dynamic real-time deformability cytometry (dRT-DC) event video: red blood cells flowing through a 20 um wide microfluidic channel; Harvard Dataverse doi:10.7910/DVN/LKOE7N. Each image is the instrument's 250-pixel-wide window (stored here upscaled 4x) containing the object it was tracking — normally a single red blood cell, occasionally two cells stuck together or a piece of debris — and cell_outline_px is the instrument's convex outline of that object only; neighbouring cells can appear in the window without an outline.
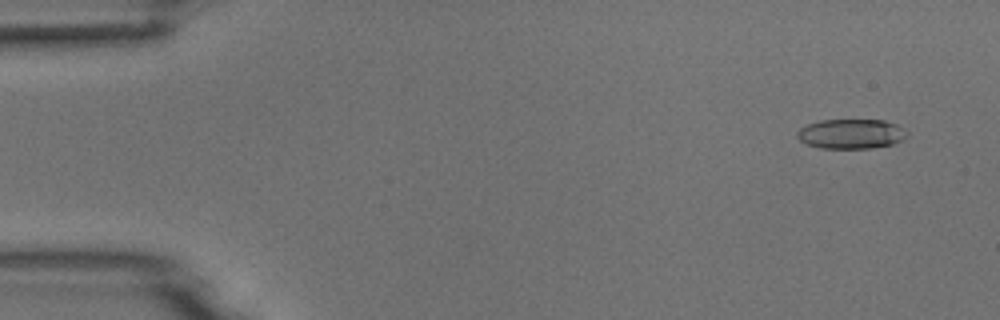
{"species": "common noctule bat (a hibernating species)", "species_latin": "Nyctalus noctula", "temperature_condition": "room temperature", "stored_images_in_passage": 54, "camera_frame_rate_fps": 3000, "um_per_image_px": 0.085, "animal": {"sex": "male", "body_mass_g": 18.8}, "frame": {"image": 1, "passage_image": 4, "time_ms": 1.0, "image_size_px": [1000, 320], "cell_outline_px": [[908, 136], [892, 144], [872, 148], [820, 148], [808, 144], [800, 140], [796, 136], [796, 132], [800, 128], [808, 124], [820, 120], [884, 120], [896, 124], [904, 128], [908, 132]], "centroid_in_image_um": [72.35, 11.37], "position_along_channel_um": 12.7, "area_um2": 19.02}}
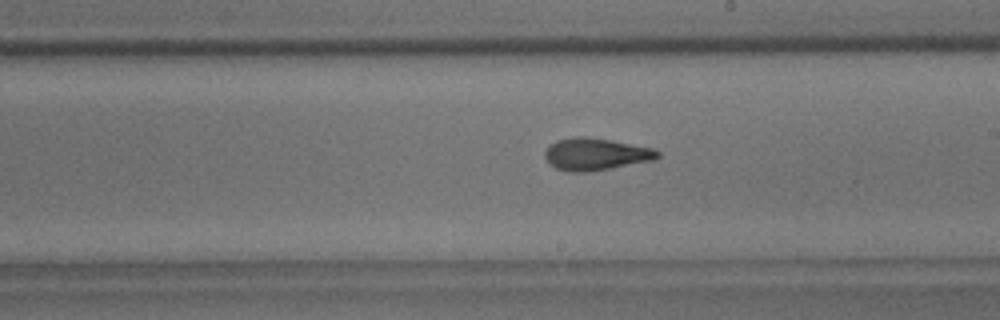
{"frame": {"image": 2, "passage_image": 31, "time_ms": 10.0, "image_size_px": [1000, 320], "cell_outline_px": [[660, 156], [652, 160], [612, 168], [588, 172], [568, 172], [556, 168], [548, 164], [544, 156], [544, 152], [556, 140], [576, 136], [588, 136], [612, 140], [652, 148], [660, 152]], "centroid_in_image_um": [50.6, 13.1], "position_along_channel_um": 238.4, "area_um2": 21.21}}
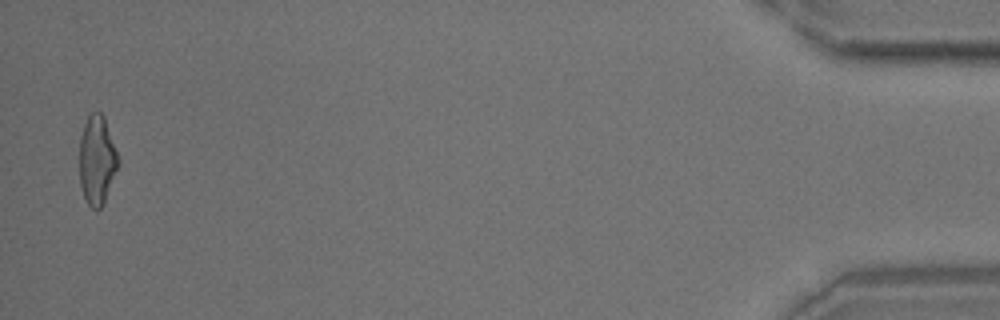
{"frame": {"image": 3, "passage_image": 53, "time_ms": 17.333, "image_size_px": [1000, 320], "cell_outline_px": [[120, 164], [104, 204], [96, 212], [84, 200], [80, 184], [80, 136], [84, 124], [88, 116], [92, 112], [100, 112], [104, 116], [120, 160]], "centroid_in_image_um": [8.26, 13.66], "position_along_channel_um": 426.9, "area_um2": 20.46}}